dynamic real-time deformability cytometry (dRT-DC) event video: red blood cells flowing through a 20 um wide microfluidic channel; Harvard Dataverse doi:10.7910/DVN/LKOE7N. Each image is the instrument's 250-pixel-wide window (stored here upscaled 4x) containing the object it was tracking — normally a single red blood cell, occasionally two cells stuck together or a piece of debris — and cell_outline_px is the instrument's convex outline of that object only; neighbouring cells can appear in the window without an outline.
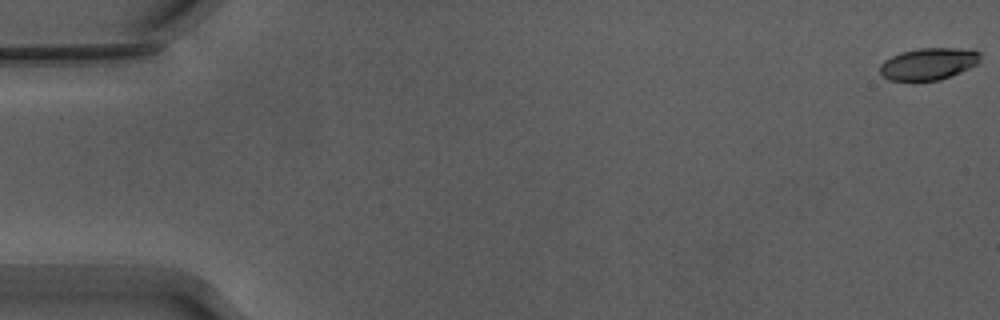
{"species": "Egyptian fruit bat (a non-hibernating species)", "species_latin": "Rousettus aegyptiacus", "temperature_condition": "warm", "stored_images_in_passage": 54, "camera_frame_rate_fps": 3000, "um_per_image_px": 0.085, "animal": {"sex": "male"}, "frame": {"image": 1, "passage_image": 1, "time_ms": 0.0, "image_size_px": [1000, 320], "cell_outline_px": [[980, 60], [976, 64], [960, 72], [940, 80], [888, 80], [880, 72], [880, 64], [884, 60], [900, 52], [920, 48], [952, 48], [980, 52]], "centroid_in_image_um": [78.89, 5.42], "position_along_channel_um": 6.1, "area_um2": 18.38}}
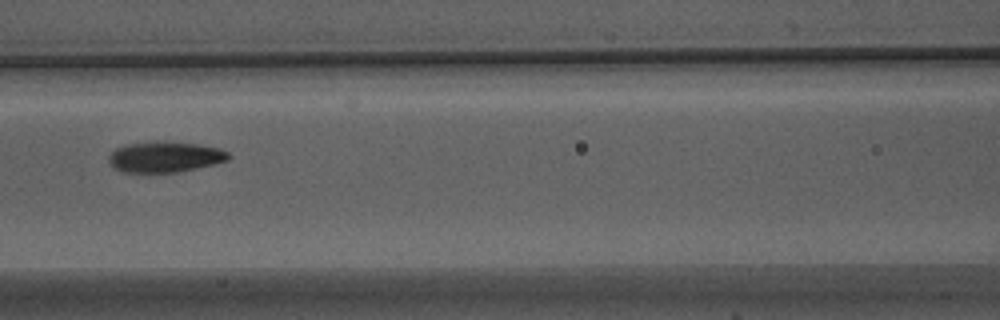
{"frame": {"image": 2, "passage_image": 25, "time_ms": 8.0, "image_size_px": [1000, 320], "cell_outline_px": [[232, 156], [228, 160], [180, 172], [124, 172], [116, 168], [108, 160], [108, 156], [116, 148], [128, 144], [196, 144], [220, 148], [228, 152]], "centroid_in_image_um": [14.06, 13.38], "position_along_channel_um": 152.5, "area_um2": 20.4}}
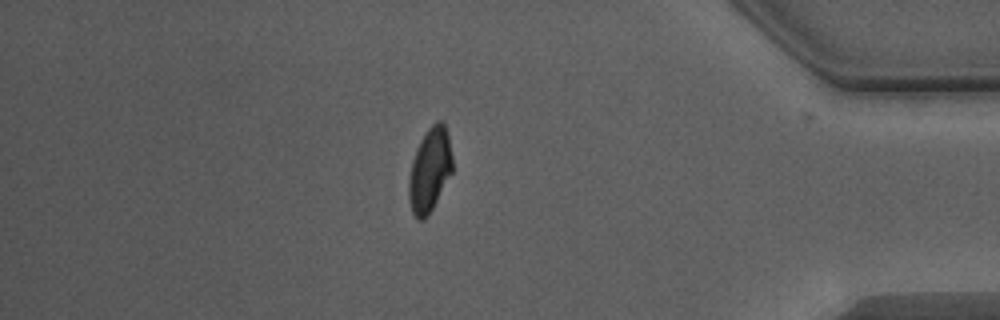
{"frame": {"image": 3, "passage_image": 47, "time_ms": 15.333, "image_size_px": [1000, 320], "cell_outline_px": [[452, 172], [428, 216], [424, 220], [420, 220], [412, 212], [408, 200], [408, 180], [412, 160], [416, 148], [420, 140], [428, 128], [436, 120], [444, 120], [448, 136], [452, 156]], "centroid_in_image_um": [36.51, 14.42], "position_along_channel_um": 398.7, "area_um2": 21.44}, "authors_computed_cell_mechanics": {"area_um2": 20.8947, "velocity_mm_per_s": 3.867, "shape_relaxation_time_tau1_ms": 4.0999, "shape_relaxation_time_tau2_ms": 1.8182, "deformation_change_tau1": 0.1792, "deformation_change_tau2": 0.0472}}